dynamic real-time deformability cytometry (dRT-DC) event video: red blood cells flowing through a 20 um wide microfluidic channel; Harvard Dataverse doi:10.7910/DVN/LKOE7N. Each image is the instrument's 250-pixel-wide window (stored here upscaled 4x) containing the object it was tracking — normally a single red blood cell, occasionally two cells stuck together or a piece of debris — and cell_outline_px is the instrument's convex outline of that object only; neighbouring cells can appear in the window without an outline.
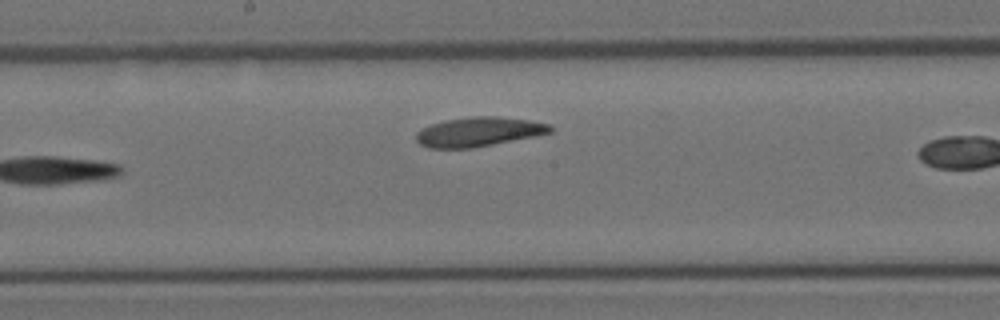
{"species": "Egyptian fruit bat (a non-hibernating species)", "species_latin": "Rousettus aegyptiacus", "temperature_condition": "room temperature", "stored_images_in_passage": 15, "camera_frame_rate_fps": 3000, "um_per_image_px": 0.085, "animal": {"sex": "female"}, "frame": {"image": 1, "passage_image": 15, "time_ms": 4.667, "image_size_px": [1000, 320], "cell_outline_px": [[552, 132], [536, 136], [472, 148], [428, 148], [420, 144], [416, 140], [416, 132], [432, 124], [444, 120], [472, 116], [496, 116], [532, 120], [548, 124], [552, 128]], "centroid_in_image_um": [40.69, 11.2], "position_along_channel_um": 207.5, "area_um2": 22.95}}